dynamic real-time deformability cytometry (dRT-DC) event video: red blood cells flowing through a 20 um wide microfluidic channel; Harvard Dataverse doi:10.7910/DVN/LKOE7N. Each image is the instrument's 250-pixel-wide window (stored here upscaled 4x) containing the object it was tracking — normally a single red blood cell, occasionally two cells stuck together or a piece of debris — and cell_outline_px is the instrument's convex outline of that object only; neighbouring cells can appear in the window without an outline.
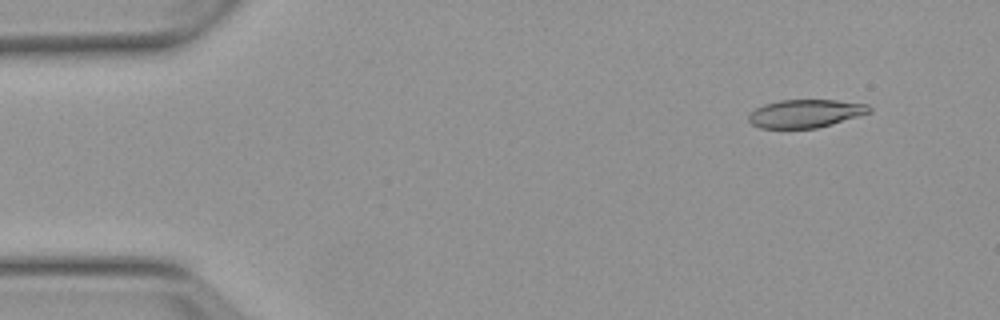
{"species": "Egyptian fruit bat (a non-hibernating species)", "species_latin": "Rousettus aegyptiacus", "temperature_condition": "warm", "stored_images_in_passage": 5, "camera_frame_rate_fps": 3000, "um_per_image_px": 0.085, "animal": {"sex": "female"}, "frame": {"image": 1, "passage_image": 2, "time_ms": 1.0, "image_size_px": [1000, 320], "cell_outline_px": [[872, 112], [832, 124], [816, 128], [760, 128], [752, 124], [748, 120], [748, 116], [756, 108], [764, 104], [780, 100], [836, 100], [868, 104], [872, 108]], "centroid_in_image_um": [68.49, 9.64], "position_along_channel_um": 16.5, "area_um2": 19.77}}
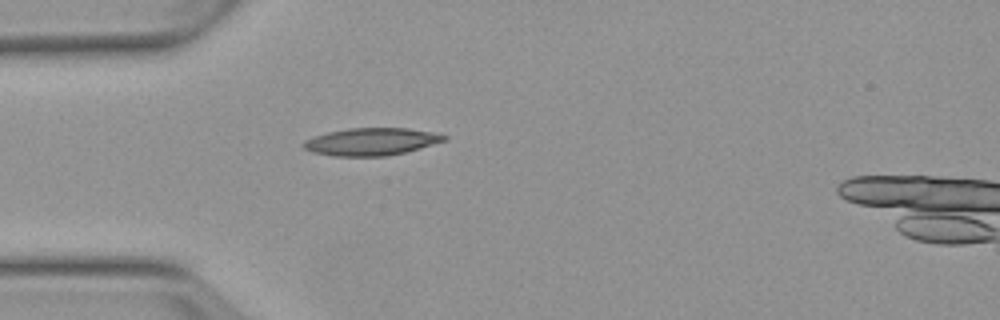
{"frame": {"image": 2, "passage_image": 4, "time_ms": 4.333, "image_size_px": [1000, 320], "cell_outline_px": [[448, 140], [420, 148], [404, 152], [384, 156], [332, 156], [312, 152], [304, 148], [300, 144], [304, 140], [328, 132], [348, 128], [408, 128], [432, 132], [448, 136]], "centroid_in_image_um": [31.55, 12.04], "position_along_channel_um": 53.4, "area_um2": 22.48}}